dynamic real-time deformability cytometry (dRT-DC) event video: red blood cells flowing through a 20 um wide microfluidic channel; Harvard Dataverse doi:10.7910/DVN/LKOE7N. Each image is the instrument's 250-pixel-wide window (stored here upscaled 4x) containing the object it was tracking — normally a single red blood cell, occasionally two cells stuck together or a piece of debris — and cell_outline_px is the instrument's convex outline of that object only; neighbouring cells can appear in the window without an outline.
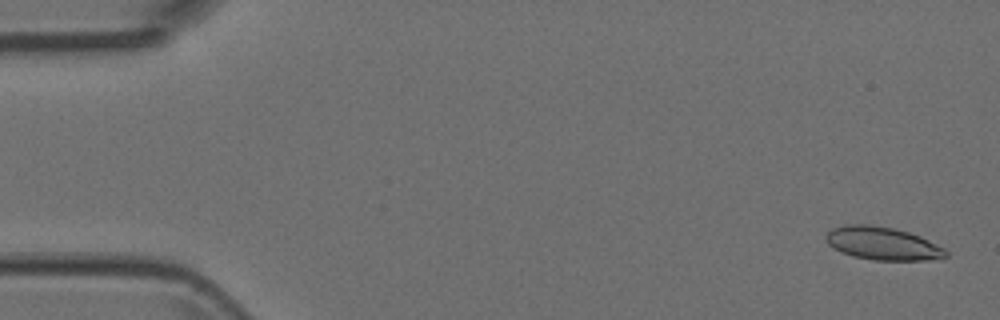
{"species": "Egyptian fruit bat (a non-hibernating species)", "species_latin": "Rousettus aegyptiacus", "temperature_condition": "room temperature", "stored_images_in_passage": 5, "camera_frame_rate_fps": 3000, "um_per_image_px": 0.085, "animal": {"sex": "female"}, "frame": {"image": 1, "passage_image": 1, "time_ms": 0.0, "image_size_px": [1000, 320], "cell_outline_px": [[948, 256], [928, 260], [872, 260], [852, 256], [840, 252], [828, 244], [824, 236], [832, 228], [848, 224], [868, 224], [892, 228], [908, 232], [920, 236], [944, 248], [948, 252]], "centroid_in_image_um": [74.99, 20.7], "position_along_channel_um": 10.0, "area_um2": 23.06}}
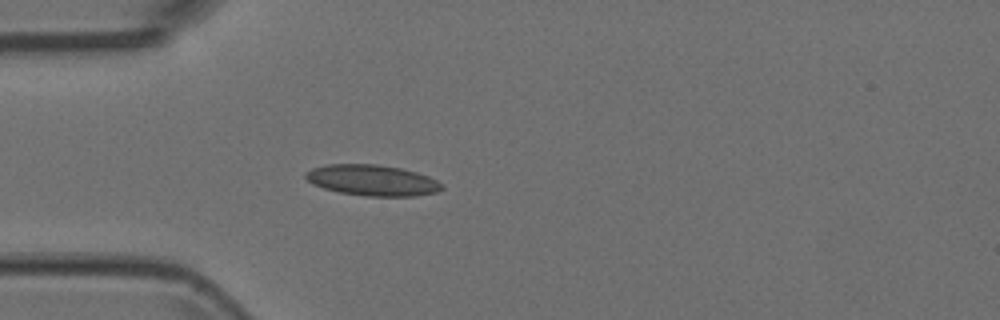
{"frame": {"image": 2, "passage_image": 5, "time_ms": 1.333, "image_size_px": [1000, 320], "cell_outline_px": [[444, 188], [436, 192], [416, 196], [364, 196], [340, 192], [324, 188], [312, 184], [304, 176], [304, 172], [312, 168], [324, 164], [376, 164], [400, 168], [416, 172], [428, 176], [444, 184]], "centroid_in_image_um": [31.63, 15.32], "position_along_channel_um": 53.4, "area_um2": 24.62}}